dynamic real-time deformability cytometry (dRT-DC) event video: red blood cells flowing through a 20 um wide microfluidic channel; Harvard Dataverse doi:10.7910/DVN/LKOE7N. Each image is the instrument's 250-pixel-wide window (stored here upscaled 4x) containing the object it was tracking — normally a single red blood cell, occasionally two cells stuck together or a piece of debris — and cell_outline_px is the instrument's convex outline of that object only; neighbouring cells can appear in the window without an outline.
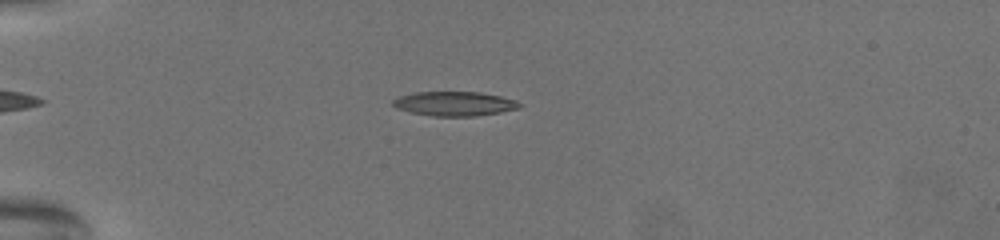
{"species": "common noctule bat (a hibernating species)", "species_latin": "Nyctalus noctula", "temperature_condition": "warm", "stored_images_in_passage": 46, "camera_frame_rate_fps": 3000, "um_per_image_px": 0.085, "animal": {"sex": "female", "body_mass_g": 19.5, "forearm_length_mm": 54.1}, "frame": {"image": 1, "passage_image": 3, "time_ms": 0.667, "image_size_px": [1000, 240], "cell_outline_px": [[524, 104], [520, 108], [500, 112], [476, 116], [432, 116], [412, 112], [396, 108], [392, 104], [392, 100], [400, 96], [416, 92], [480, 92], [500, 96], [516, 100]], "centroid_in_image_um": [38.66, 8.81], "position_along_channel_um": 46.3, "area_um2": 17.98}}
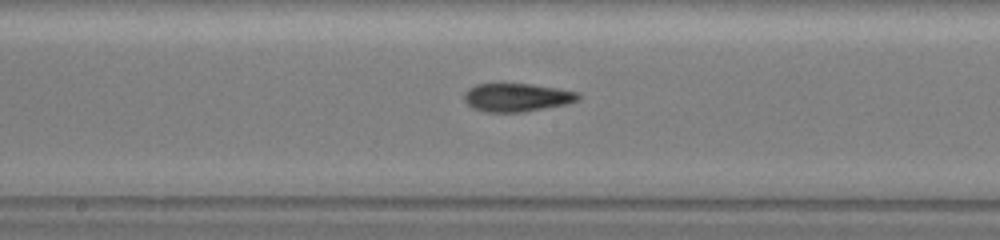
{"frame": {"image": 2, "passage_image": 22, "time_ms": 7.0, "image_size_px": [1000, 240], "cell_outline_px": [[580, 96], [576, 100], [568, 104], [524, 112], [484, 112], [472, 108], [464, 100], [464, 92], [468, 88], [476, 84], [532, 84], [580, 92]], "centroid_in_image_um": [43.92, 8.29], "position_along_channel_um": 204.3, "area_um2": 18.9}}
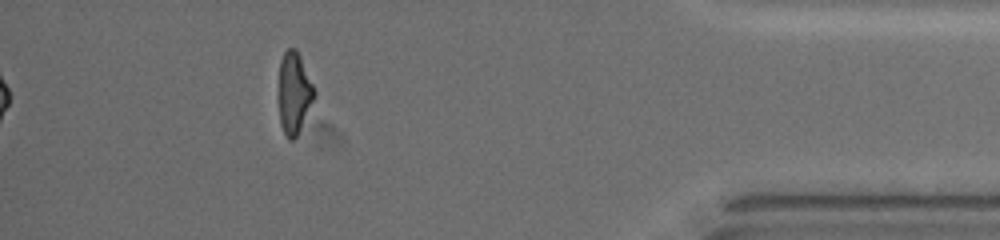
{"frame": {"image": 3, "passage_image": 46, "time_ms": 15.0, "image_size_px": [1000, 240], "cell_outline_px": [[316, 96], [296, 136], [292, 140], [288, 140], [280, 124], [276, 96], [280, 60], [284, 52], [288, 48], [296, 48], [300, 56], [316, 92]], "centroid_in_image_um": [24.94, 7.89], "position_along_channel_um": 410.3, "area_um2": 17.46}, "authors_computed_cell_mechanics": {"area_um2": 18.5249, "velocity_mm_per_s": 3.0863, "shape_relaxation_time_tau1_ms": 8.3302, "shape_relaxation_time_tau2_ms": 2.8504, "deformation_change_tau1": 0.2352, "deformation_change_tau2": 0.1024}}